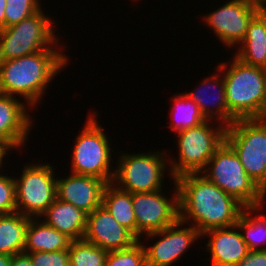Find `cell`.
Segmentation results:
<instances>
[{
    "label": "cell",
    "instance_id": "cell-1",
    "mask_svg": "<svg viewBox=\"0 0 266 266\" xmlns=\"http://www.w3.org/2000/svg\"><path fill=\"white\" fill-rule=\"evenodd\" d=\"M179 189V220L201 234L236 225L245 206L200 173L175 179Z\"/></svg>",
    "mask_w": 266,
    "mask_h": 266
},
{
    "label": "cell",
    "instance_id": "cell-2",
    "mask_svg": "<svg viewBox=\"0 0 266 266\" xmlns=\"http://www.w3.org/2000/svg\"><path fill=\"white\" fill-rule=\"evenodd\" d=\"M60 49H46L0 61V93L21 96L33 111L46 95L49 83L69 64L70 56L68 58Z\"/></svg>",
    "mask_w": 266,
    "mask_h": 266
},
{
    "label": "cell",
    "instance_id": "cell-3",
    "mask_svg": "<svg viewBox=\"0 0 266 266\" xmlns=\"http://www.w3.org/2000/svg\"><path fill=\"white\" fill-rule=\"evenodd\" d=\"M229 62L216 66L223 74L229 125L238 119L266 118L263 68L245 64L235 56Z\"/></svg>",
    "mask_w": 266,
    "mask_h": 266
},
{
    "label": "cell",
    "instance_id": "cell-4",
    "mask_svg": "<svg viewBox=\"0 0 266 266\" xmlns=\"http://www.w3.org/2000/svg\"><path fill=\"white\" fill-rule=\"evenodd\" d=\"M200 174L245 207L266 205V193L245 172L239 156L226 141L216 150Z\"/></svg>",
    "mask_w": 266,
    "mask_h": 266
},
{
    "label": "cell",
    "instance_id": "cell-5",
    "mask_svg": "<svg viewBox=\"0 0 266 266\" xmlns=\"http://www.w3.org/2000/svg\"><path fill=\"white\" fill-rule=\"evenodd\" d=\"M226 128L219 122L206 120L198 126L177 132L179 153L176 159L168 157L172 177L176 179L183 174L200 173L224 143Z\"/></svg>",
    "mask_w": 266,
    "mask_h": 266
},
{
    "label": "cell",
    "instance_id": "cell-6",
    "mask_svg": "<svg viewBox=\"0 0 266 266\" xmlns=\"http://www.w3.org/2000/svg\"><path fill=\"white\" fill-rule=\"evenodd\" d=\"M92 113L87 116L83 129L74 139L70 173L94 176L111 183L115 175V169L111 166V144L107 133L98 123L99 112L95 110Z\"/></svg>",
    "mask_w": 266,
    "mask_h": 266
},
{
    "label": "cell",
    "instance_id": "cell-7",
    "mask_svg": "<svg viewBox=\"0 0 266 266\" xmlns=\"http://www.w3.org/2000/svg\"><path fill=\"white\" fill-rule=\"evenodd\" d=\"M52 19L41 8L19 23L0 29V61L20 58L46 49H58L57 38L60 36L55 34L56 22Z\"/></svg>",
    "mask_w": 266,
    "mask_h": 266
},
{
    "label": "cell",
    "instance_id": "cell-8",
    "mask_svg": "<svg viewBox=\"0 0 266 266\" xmlns=\"http://www.w3.org/2000/svg\"><path fill=\"white\" fill-rule=\"evenodd\" d=\"M168 152L163 151L143 152V153H121L118 157L115 175L112 181L118 188L128 191L131 194L141 192H153L164 188L163 178L165 172L171 175L169 161L167 160Z\"/></svg>",
    "mask_w": 266,
    "mask_h": 266
},
{
    "label": "cell",
    "instance_id": "cell-9",
    "mask_svg": "<svg viewBox=\"0 0 266 266\" xmlns=\"http://www.w3.org/2000/svg\"><path fill=\"white\" fill-rule=\"evenodd\" d=\"M225 141L245 172L266 193V118L238 119L226 128Z\"/></svg>",
    "mask_w": 266,
    "mask_h": 266
},
{
    "label": "cell",
    "instance_id": "cell-10",
    "mask_svg": "<svg viewBox=\"0 0 266 266\" xmlns=\"http://www.w3.org/2000/svg\"><path fill=\"white\" fill-rule=\"evenodd\" d=\"M56 169L49 163H27L15 181L16 209L31 218H40L57 199ZM55 175V176H54Z\"/></svg>",
    "mask_w": 266,
    "mask_h": 266
},
{
    "label": "cell",
    "instance_id": "cell-11",
    "mask_svg": "<svg viewBox=\"0 0 266 266\" xmlns=\"http://www.w3.org/2000/svg\"><path fill=\"white\" fill-rule=\"evenodd\" d=\"M173 183L175 189L170 198L162 189L132 194L136 237L140 241L144 240V235L160 231L179 220V189L175 180Z\"/></svg>",
    "mask_w": 266,
    "mask_h": 266
},
{
    "label": "cell",
    "instance_id": "cell-12",
    "mask_svg": "<svg viewBox=\"0 0 266 266\" xmlns=\"http://www.w3.org/2000/svg\"><path fill=\"white\" fill-rule=\"evenodd\" d=\"M261 0H229L209 14L203 22L223 45L234 49L245 38L251 20L260 12Z\"/></svg>",
    "mask_w": 266,
    "mask_h": 266
},
{
    "label": "cell",
    "instance_id": "cell-13",
    "mask_svg": "<svg viewBox=\"0 0 266 266\" xmlns=\"http://www.w3.org/2000/svg\"><path fill=\"white\" fill-rule=\"evenodd\" d=\"M187 225L188 227H184ZM187 225L178 220L175 224L160 231L146 234V241L159 238L154 240L153 245H144L143 242L146 265L172 266L181 260L182 255L184 256L185 252L189 250L188 248L194 245L197 239H203L202 234L194 226Z\"/></svg>",
    "mask_w": 266,
    "mask_h": 266
},
{
    "label": "cell",
    "instance_id": "cell-14",
    "mask_svg": "<svg viewBox=\"0 0 266 266\" xmlns=\"http://www.w3.org/2000/svg\"><path fill=\"white\" fill-rule=\"evenodd\" d=\"M83 239L107 251L126 249L139 241L103 205L87 214Z\"/></svg>",
    "mask_w": 266,
    "mask_h": 266
},
{
    "label": "cell",
    "instance_id": "cell-15",
    "mask_svg": "<svg viewBox=\"0 0 266 266\" xmlns=\"http://www.w3.org/2000/svg\"><path fill=\"white\" fill-rule=\"evenodd\" d=\"M15 96L0 93V141L10 150L19 148L26 143L34 124L29 115V106Z\"/></svg>",
    "mask_w": 266,
    "mask_h": 266
},
{
    "label": "cell",
    "instance_id": "cell-16",
    "mask_svg": "<svg viewBox=\"0 0 266 266\" xmlns=\"http://www.w3.org/2000/svg\"><path fill=\"white\" fill-rule=\"evenodd\" d=\"M56 179L57 199L71 203L87 214L102 205L103 190L107 184L104 180L74 173Z\"/></svg>",
    "mask_w": 266,
    "mask_h": 266
},
{
    "label": "cell",
    "instance_id": "cell-17",
    "mask_svg": "<svg viewBox=\"0 0 266 266\" xmlns=\"http://www.w3.org/2000/svg\"><path fill=\"white\" fill-rule=\"evenodd\" d=\"M204 235L209 237L206 251L212 266H237L249 252L237 225L211 229L202 234L205 238Z\"/></svg>",
    "mask_w": 266,
    "mask_h": 266
},
{
    "label": "cell",
    "instance_id": "cell-18",
    "mask_svg": "<svg viewBox=\"0 0 266 266\" xmlns=\"http://www.w3.org/2000/svg\"><path fill=\"white\" fill-rule=\"evenodd\" d=\"M216 72L211 77L204 78L198 88L184 94L197 103L206 120L216 121L228 127L229 110L226 103L223 74L219 68Z\"/></svg>",
    "mask_w": 266,
    "mask_h": 266
},
{
    "label": "cell",
    "instance_id": "cell-19",
    "mask_svg": "<svg viewBox=\"0 0 266 266\" xmlns=\"http://www.w3.org/2000/svg\"><path fill=\"white\" fill-rule=\"evenodd\" d=\"M41 217L47 225L66 234L73 241L84 237L87 213L71 203L56 199Z\"/></svg>",
    "mask_w": 266,
    "mask_h": 266
},
{
    "label": "cell",
    "instance_id": "cell-20",
    "mask_svg": "<svg viewBox=\"0 0 266 266\" xmlns=\"http://www.w3.org/2000/svg\"><path fill=\"white\" fill-rule=\"evenodd\" d=\"M41 219L30 218L23 253L68 250L73 240L66 234L60 233L57 229L47 225Z\"/></svg>",
    "mask_w": 266,
    "mask_h": 266
},
{
    "label": "cell",
    "instance_id": "cell-21",
    "mask_svg": "<svg viewBox=\"0 0 266 266\" xmlns=\"http://www.w3.org/2000/svg\"><path fill=\"white\" fill-rule=\"evenodd\" d=\"M234 56L245 64L266 67V18L259 12L249 23Z\"/></svg>",
    "mask_w": 266,
    "mask_h": 266
},
{
    "label": "cell",
    "instance_id": "cell-22",
    "mask_svg": "<svg viewBox=\"0 0 266 266\" xmlns=\"http://www.w3.org/2000/svg\"><path fill=\"white\" fill-rule=\"evenodd\" d=\"M30 218L18 212L0 214V254L13 256L23 253Z\"/></svg>",
    "mask_w": 266,
    "mask_h": 266
},
{
    "label": "cell",
    "instance_id": "cell-23",
    "mask_svg": "<svg viewBox=\"0 0 266 266\" xmlns=\"http://www.w3.org/2000/svg\"><path fill=\"white\" fill-rule=\"evenodd\" d=\"M102 205L114 219L136 236V219L132 204V194L107 183L102 195Z\"/></svg>",
    "mask_w": 266,
    "mask_h": 266
},
{
    "label": "cell",
    "instance_id": "cell-24",
    "mask_svg": "<svg viewBox=\"0 0 266 266\" xmlns=\"http://www.w3.org/2000/svg\"><path fill=\"white\" fill-rule=\"evenodd\" d=\"M264 206L245 207L236 222L249 251L266 250V214L261 212Z\"/></svg>",
    "mask_w": 266,
    "mask_h": 266
},
{
    "label": "cell",
    "instance_id": "cell-25",
    "mask_svg": "<svg viewBox=\"0 0 266 266\" xmlns=\"http://www.w3.org/2000/svg\"><path fill=\"white\" fill-rule=\"evenodd\" d=\"M171 101L173 104L169 116L173 121L169 126L174 133L198 126L206 121L197 103L184 93H176Z\"/></svg>",
    "mask_w": 266,
    "mask_h": 266
},
{
    "label": "cell",
    "instance_id": "cell-26",
    "mask_svg": "<svg viewBox=\"0 0 266 266\" xmlns=\"http://www.w3.org/2000/svg\"><path fill=\"white\" fill-rule=\"evenodd\" d=\"M108 251L84 239L74 240L69 247L70 266H105Z\"/></svg>",
    "mask_w": 266,
    "mask_h": 266
},
{
    "label": "cell",
    "instance_id": "cell-27",
    "mask_svg": "<svg viewBox=\"0 0 266 266\" xmlns=\"http://www.w3.org/2000/svg\"><path fill=\"white\" fill-rule=\"evenodd\" d=\"M143 241L126 249L108 251L105 266H147Z\"/></svg>",
    "mask_w": 266,
    "mask_h": 266
},
{
    "label": "cell",
    "instance_id": "cell-28",
    "mask_svg": "<svg viewBox=\"0 0 266 266\" xmlns=\"http://www.w3.org/2000/svg\"><path fill=\"white\" fill-rule=\"evenodd\" d=\"M40 0H6L5 28L33 15L43 6Z\"/></svg>",
    "mask_w": 266,
    "mask_h": 266
},
{
    "label": "cell",
    "instance_id": "cell-29",
    "mask_svg": "<svg viewBox=\"0 0 266 266\" xmlns=\"http://www.w3.org/2000/svg\"><path fill=\"white\" fill-rule=\"evenodd\" d=\"M1 172V171H0ZM17 212L14 177L0 173V214Z\"/></svg>",
    "mask_w": 266,
    "mask_h": 266
},
{
    "label": "cell",
    "instance_id": "cell-30",
    "mask_svg": "<svg viewBox=\"0 0 266 266\" xmlns=\"http://www.w3.org/2000/svg\"><path fill=\"white\" fill-rule=\"evenodd\" d=\"M26 254L30 256L33 266H70L69 249L54 252L38 251Z\"/></svg>",
    "mask_w": 266,
    "mask_h": 266
},
{
    "label": "cell",
    "instance_id": "cell-31",
    "mask_svg": "<svg viewBox=\"0 0 266 266\" xmlns=\"http://www.w3.org/2000/svg\"><path fill=\"white\" fill-rule=\"evenodd\" d=\"M237 266H266V250L249 251Z\"/></svg>",
    "mask_w": 266,
    "mask_h": 266
},
{
    "label": "cell",
    "instance_id": "cell-32",
    "mask_svg": "<svg viewBox=\"0 0 266 266\" xmlns=\"http://www.w3.org/2000/svg\"><path fill=\"white\" fill-rule=\"evenodd\" d=\"M11 266H33L31 258L26 253L11 256Z\"/></svg>",
    "mask_w": 266,
    "mask_h": 266
},
{
    "label": "cell",
    "instance_id": "cell-33",
    "mask_svg": "<svg viewBox=\"0 0 266 266\" xmlns=\"http://www.w3.org/2000/svg\"><path fill=\"white\" fill-rule=\"evenodd\" d=\"M10 149L3 143L0 141V170L2 169L3 171V161H5V157L7 154H9Z\"/></svg>",
    "mask_w": 266,
    "mask_h": 266
},
{
    "label": "cell",
    "instance_id": "cell-34",
    "mask_svg": "<svg viewBox=\"0 0 266 266\" xmlns=\"http://www.w3.org/2000/svg\"><path fill=\"white\" fill-rule=\"evenodd\" d=\"M5 7L6 0H0V29L5 28Z\"/></svg>",
    "mask_w": 266,
    "mask_h": 266
},
{
    "label": "cell",
    "instance_id": "cell-35",
    "mask_svg": "<svg viewBox=\"0 0 266 266\" xmlns=\"http://www.w3.org/2000/svg\"><path fill=\"white\" fill-rule=\"evenodd\" d=\"M0 266H11V256L0 254Z\"/></svg>",
    "mask_w": 266,
    "mask_h": 266
},
{
    "label": "cell",
    "instance_id": "cell-36",
    "mask_svg": "<svg viewBox=\"0 0 266 266\" xmlns=\"http://www.w3.org/2000/svg\"><path fill=\"white\" fill-rule=\"evenodd\" d=\"M260 13L266 18V1H263L261 5Z\"/></svg>",
    "mask_w": 266,
    "mask_h": 266
},
{
    "label": "cell",
    "instance_id": "cell-37",
    "mask_svg": "<svg viewBox=\"0 0 266 266\" xmlns=\"http://www.w3.org/2000/svg\"><path fill=\"white\" fill-rule=\"evenodd\" d=\"M263 70H264V74H265V82H266V67L263 68Z\"/></svg>",
    "mask_w": 266,
    "mask_h": 266
}]
</instances>
